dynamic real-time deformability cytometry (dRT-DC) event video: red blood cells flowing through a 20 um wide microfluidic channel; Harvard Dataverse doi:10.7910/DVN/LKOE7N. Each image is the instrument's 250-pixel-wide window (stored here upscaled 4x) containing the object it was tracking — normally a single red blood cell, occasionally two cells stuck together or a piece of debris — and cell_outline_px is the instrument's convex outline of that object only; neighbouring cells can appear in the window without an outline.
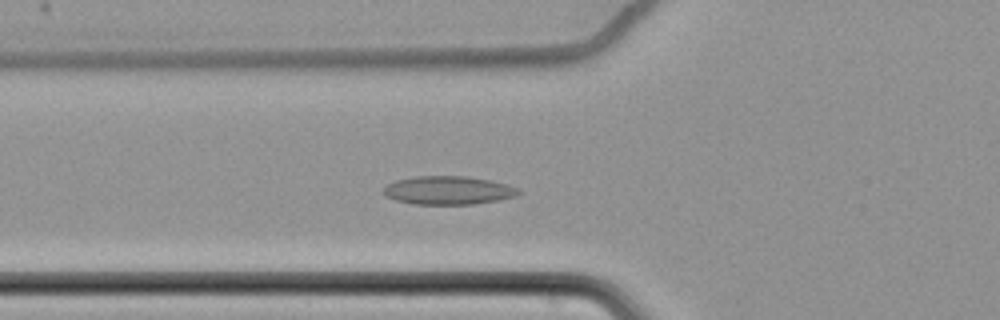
{"species": "common noctule bat (a hibernating species)", "species_latin": "Nyctalus noctula", "temperature_condition": "cold", "stored_images_in_passage": 62, "camera_frame_rate_fps": 3000, "um_per_image_px": 0.085, "animal": {"sex": "female", "body_mass_g": 22.7, "forearm_length_mm": 54.2}, "frame": {"image": 1, "passage_image": 24, "time_ms": 7.667, "image_size_px": [1000, 320], "cell_outline_px": [[520, 192], [516, 196], [496, 200], [472, 204], [416, 204], [396, 200], [384, 196], [380, 192], [388, 184], [396, 180], [412, 176], [468, 176], [492, 180], [508, 184], [520, 188]], "centroid_in_image_um": [38.09, 16.16], "position_along_channel_um": 87.7, "area_um2": 22.54}}
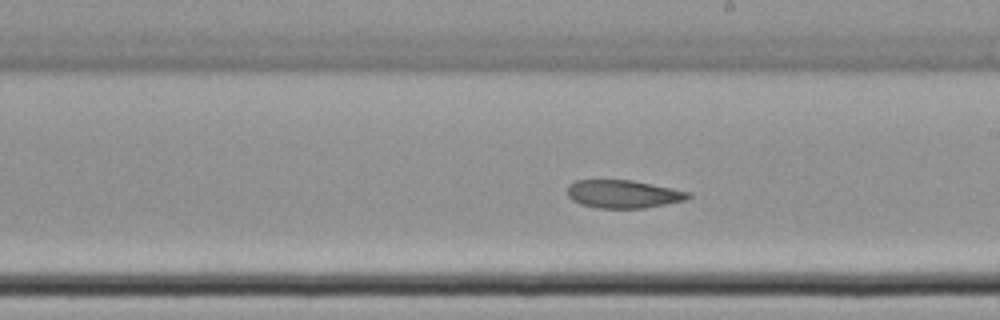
{"frame": {"image": 2, "passage_image": 37, "time_ms": 12.0, "image_size_px": [1000, 320], "cell_outline_px": [[692, 196], [688, 200], [644, 208], [596, 208], [580, 204], [572, 200], [568, 196], [568, 184], [576, 180], [632, 180], [692, 192]], "centroid_in_image_um": [53.0, 16.5], "position_along_channel_um": 236.0, "area_um2": 19.94}}
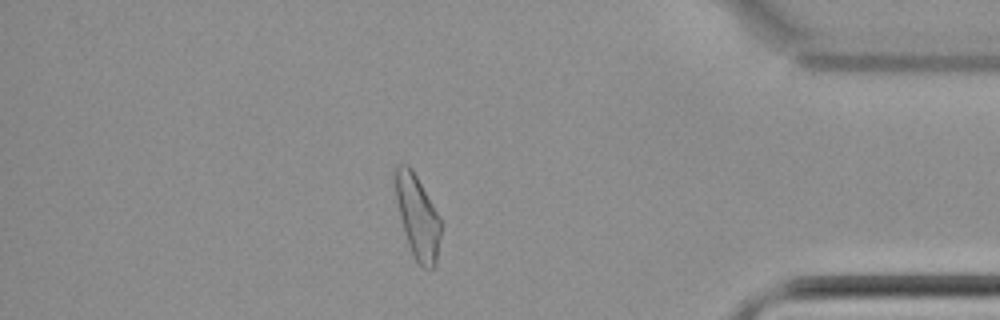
{"frame": {"image": 3, "passage_image": 54, "time_ms": 17.667, "image_size_px": [1000, 320], "cell_outline_px": [[440, 236], [436, 264], [432, 268], [420, 268], [416, 264], [408, 244], [400, 216], [396, 200], [392, 172], [392, 168], [396, 164], [408, 164], [412, 168], [440, 216]], "centroid_in_image_um": [35.45, 18.38], "position_along_channel_um": 399.7, "area_um2": 22.54}, "authors_computed_cell_mechanics": {"area_um2": 22.6287, "velocity_mm_per_s": 3.4356, "shape_relaxation_time_tau1_ms": null, "shape_relaxation_time_tau2_ms": 7.4241, "deformation_change_tau1": null, "deformation_change_tau2": 0.1152}}